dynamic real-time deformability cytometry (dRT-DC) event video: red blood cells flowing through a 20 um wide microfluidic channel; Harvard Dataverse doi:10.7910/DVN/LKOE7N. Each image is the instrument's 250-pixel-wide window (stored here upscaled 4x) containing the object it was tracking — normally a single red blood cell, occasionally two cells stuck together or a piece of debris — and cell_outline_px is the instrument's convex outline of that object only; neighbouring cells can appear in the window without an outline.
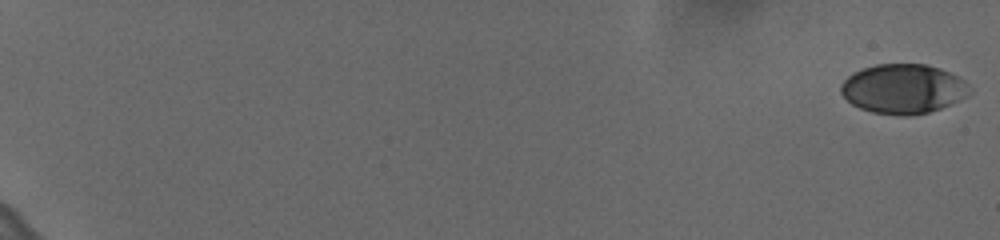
{"species": "human", "species_latin": "Homo sapiens", "temperature_condition": "cold", "stored_images_in_passage": 61, "camera_frame_rate_fps": 3000, "um_per_image_px": 0.085, "donor": {"sex": "female"}, "frame": {"image": 1, "passage_image": 1, "time_ms": 0.0, "image_size_px": [1000, 240], "cell_outline_px": [[972, 92], [968, 96], [960, 100], [940, 108], [928, 112], [908, 116], [900, 116], [872, 112], [860, 108], [852, 104], [840, 92], [840, 84], [848, 76], [864, 68], [876, 64], [924, 64], [940, 68], [964, 80], [968, 84]], "centroid_in_image_um": [76.78, 7.56], "position_along_channel_um": 8.2, "area_um2": 37.11}}
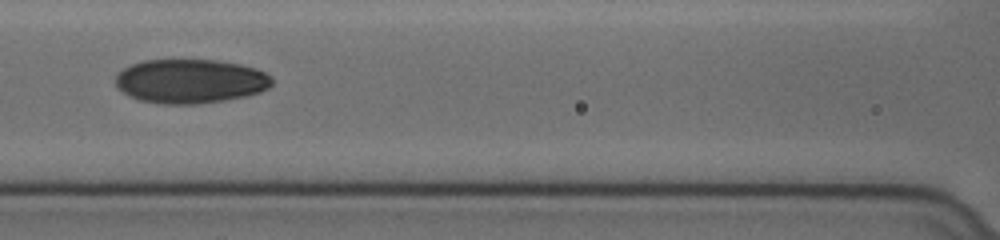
{"frame": {"image": 2, "passage_image": 32, "time_ms": 10.333, "image_size_px": [1000, 240], "cell_outline_px": [[272, 84], [268, 88], [260, 92], [244, 96], [224, 100], [200, 104], [160, 104], [140, 100], [128, 96], [116, 88], [116, 76], [124, 68], [132, 64], [144, 60], [216, 60], [240, 64], [256, 68], [264, 72], [272, 80]], "centroid_in_image_um": [16.15, 6.91], "position_along_channel_um": 150.4, "area_um2": 40.29}}
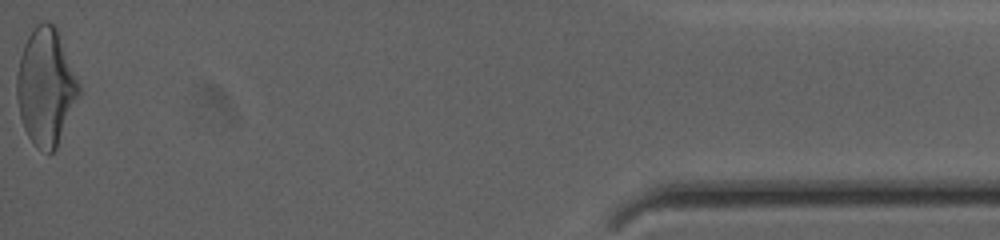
{"frame": {"image": 3, "passage_image": 61, "time_ms": 20.0, "image_size_px": [1000, 240], "cell_outline_px": [[80, 96], [56, 148], [52, 152], [48, 152], [36, 148], [28, 136], [24, 128], [20, 116], [16, 96], [16, 76], [20, 56], [24, 44], [28, 36], [36, 24], [44, 20], [56, 24], [80, 84]], "centroid_in_image_um": [3.9, 7.35], "position_along_channel_um": 431.3, "area_um2": 42.71}, "authors_computed_cell_mechanics": {"area_um2": 39.1306, "velocity_mm_per_s": 3.6272, "shape_relaxation_time_tau1_ms": 4.6329, "shape_relaxation_time_tau2_ms": 1.7323, "deformation_change_tau1": 0.1668, "deformation_change_tau2": 0.0543}}